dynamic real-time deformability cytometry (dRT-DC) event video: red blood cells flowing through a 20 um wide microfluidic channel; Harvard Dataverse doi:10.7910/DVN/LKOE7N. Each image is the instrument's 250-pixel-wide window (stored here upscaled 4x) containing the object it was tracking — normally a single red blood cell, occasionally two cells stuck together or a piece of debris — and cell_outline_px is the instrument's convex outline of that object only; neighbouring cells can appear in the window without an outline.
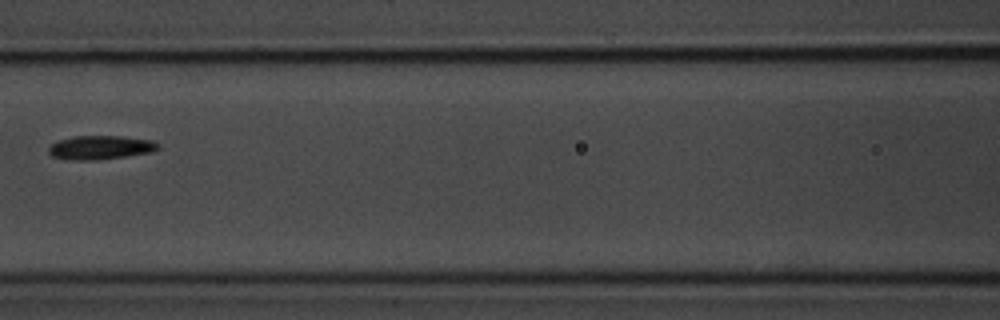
{"species": "common noctule bat (a hibernating species)", "species_latin": "Nyctalus noctula", "temperature_condition": "room temperature", "stored_images_in_passage": 8, "camera_frame_rate_fps": 3000, "um_per_image_px": 0.085, "animal": {"sex": "male", "body_mass_g": 20.1, "forearm_length_mm": 53.5}, "frame": {"image": 1, "passage_image": 7, "time_ms": 7.0, "image_size_px": [1000, 320], "cell_outline_px": [[160, 148], [152, 152], [128, 156], [96, 160], [68, 160], [52, 156], [48, 152], [48, 148], [52, 144], [60, 140], [76, 136], [120, 136], [152, 140], [160, 144]], "centroid_in_image_um": [8.57, 12.54], "position_along_channel_um": 158.0, "area_um2": 15.26}}
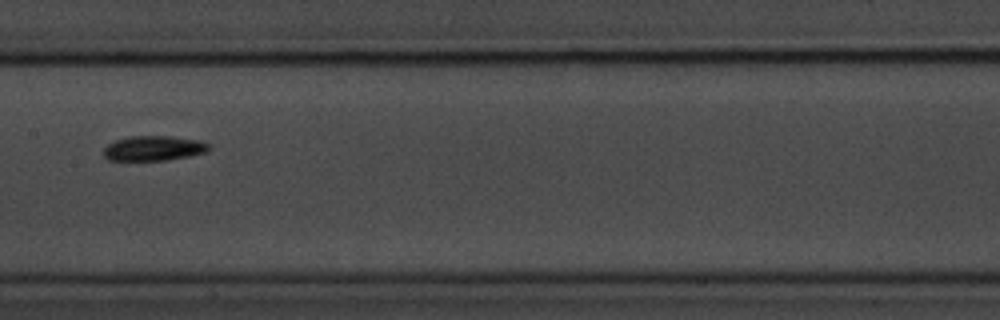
{"frame": {"image": 2, "passage_image": 8, "time_ms": 8.0, "image_size_px": [1000, 320], "cell_outline_px": [[212, 148], [208, 152], [168, 160], [108, 160], [104, 156], [104, 148], [108, 144], [116, 140], [132, 136], [172, 136], [200, 140], [208, 144]], "centroid_in_image_um": [13.1, 12.6], "position_along_channel_um": 194.3, "area_um2": 15.32}}